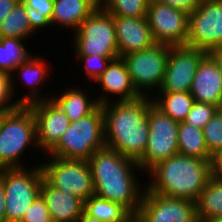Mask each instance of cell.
<instances>
[{
	"instance_id": "44",
	"label": "cell",
	"mask_w": 222,
	"mask_h": 222,
	"mask_svg": "<svg viewBox=\"0 0 222 222\" xmlns=\"http://www.w3.org/2000/svg\"><path fill=\"white\" fill-rule=\"evenodd\" d=\"M9 110L7 109H0V125H1V122L5 116V114L8 112Z\"/></svg>"
},
{
	"instance_id": "42",
	"label": "cell",
	"mask_w": 222,
	"mask_h": 222,
	"mask_svg": "<svg viewBox=\"0 0 222 222\" xmlns=\"http://www.w3.org/2000/svg\"><path fill=\"white\" fill-rule=\"evenodd\" d=\"M202 222H222V216L221 217L212 218V219H207V220H204Z\"/></svg>"
},
{
	"instance_id": "36",
	"label": "cell",
	"mask_w": 222,
	"mask_h": 222,
	"mask_svg": "<svg viewBox=\"0 0 222 222\" xmlns=\"http://www.w3.org/2000/svg\"><path fill=\"white\" fill-rule=\"evenodd\" d=\"M162 4H167L173 8H176L180 11L187 13L188 15L195 11L200 0H153Z\"/></svg>"
},
{
	"instance_id": "12",
	"label": "cell",
	"mask_w": 222,
	"mask_h": 222,
	"mask_svg": "<svg viewBox=\"0 0 222 222\" xmlns=\"http://www.w3.org/2000/svg\"><path fill=\"white\" fill-rule=\"evenodd\" d=\"M146 18L155 43L169 46L186 45L189 35L187 13L150 0Z\"/></svg>"
},
{
	"instance_id": "7",
	"label": "cell",
	"mask_w": 222,
	"mask_h": 222,
	"mask_svg": "<svg viewBox=\"0 0 222 222\" xmlns=\"http://www.w3.org/2000/svg\"><path fill=\"white\" fill-rule=\"evenodd\" d=\"M75 55L119 57L113 15L96 8L74 32Z\"/></svg>"
},
{
	"instance_id": "3",
	"label": "cell",
	"mask_w": 222,
	"mask_h": 222,
	"mask_svg": "<svg viewBox=\"0 0 222 222\" xmlns=\"http://www.w3.org/2000/svg\"><path fill=\"white\" fill-rule=\"evenodd\" d=\"M148 191L162 196L196 201L211 177V160L176 154L149 171Z\"/></svg>"
},
{
	"instance_id": "5",
	"label": "cell",
	"mask_w": 222,
	"mask_h": 222,
	"mask_svg": "<svg viewBox=\"0 0 222 222\" xmlns=\"http://www.w3.org/2000/svg\"><path fill=\"white\" fill-rule=\"evenodd\" d=\"M30 144L38 149L35 117L30 106L20 105L0 125V169L24 167L20 158Z\"/></svg>"
},
{
	"instance_id": "33",
	"label": "cell",
	"mask_w": 222,
	"mask_h": 222,
	"mask_svg": "<svg viewBox=\"0 0 222 222\" xmlns=\"http://www.w3.org/2000/svg\"><path fill=\"white\" fill-rule=\"evenodd\" d=\"M117 57H103L99 56L97 54L95 55H77L76 59H79V62L81 61L84 65V72L87 75V78L89 80H92L95 82V80L106 70L108 64L111 62V60L115 59Z\"/></svg>"
},
{
	"instance_id": "8",
	"label": "cell",
	"mask_w": 222,
	"mask_h": 222,
	"mask_svg": "<svg viewBox=\"0 0 222 222\" xmlns=\"http://www.w3.org/2000/svg\"><path fill=\"white\" fill-rule=\"evenodd\" d=\"M168 57L169 45L159 43L122 56L132 84L141 96L151 97L150 94L155 92L153 89L158 92L164 79Z\"/></svg>"
},
{
	"instance_id": "4",
	"label": "cell",
	"mask_w": 222,
	"mask_h": 222,
	"mask_svg": "<svg viewBox=\"0 0 222 222\" xmlns=\"http://www.w3.org/2000/svg\"><path fill=\"white\" fill-rule=\"evenodd\" d=\"M105 146L104 113L99 104L90 114L71 122L59 142L47 154L50 157L87 161Z\"/></svg>"
},
{
	"instance_id": "22",
	"label": "cell",
	"mask_w": 222,
	"mask_h": 222,
	"mask_svg": "<svg viewBox=\"0 0 222 222\" xmlns=\"http://www.w3.org/2000/svg\"><path fill=\"white\" fill-rule=\"evenodd\" d=\"M83 90L80 88H69L64 93L51 97L65 113L70 122L77 121L90 114L99 105L96 99L90 100L87 93Z\"/></svg>"
},
{
	"instance_id": "14",
	"label": "cell",
	"mask_w": 222,
	"mask_h": 222,
	"mask_svg": "<svg viewBox=\"0 0 222 222\" xmlns=\"http://www.w3.org/2000/svg\"><path fill=\"white\" fill-rule=\"evenodd\" d=\"M137 216L143 222H198L194 201L145 189Z\"/></svg>"
},
{
	"instance_id": "45",
	"label": "cell",
	"mask_w": 222,
	"mask_h": 222,
	"mask_svg": "<svg viewBox=\"0 0 222 222\" xmlns=\"http://www.w3.org/2000/svg\"><path fill=\"white\" fill-rule=\"evenodd\" d=\"M217 114L222 118V102L217 106Z\"/></svg>"
},
{
	"instance_id": "41",
	"label": "cell",
	"mask_w": 222,
	"mask_h": 222,
	"mask_svg": "<svg viewBox=\"0 0 222 222\" xmlns=\"http://www.w3.org/2000/svg\"><path fill=\"white\" fill-rule=\"evenodd\" d=\"M77 222H102V221L92 218L83 212Z\"/></svg>"
},
{
	"instance_id": "6",
	"label": "cell",
	"mask_w": 222,
	"mask_h": 222,
	"mask_svg": "<svg viewBox=\"0 0 222 222\" xmlns=\"http://www.w3.org/2000/svg\"><path fill=\"white\" fill-rule=\"evenodd\" d=\"M22 168L0 169L5 191L6 222H21L31 204L41 195L44 179L41 164L29 170Z\"/></svg>"
},
{
	"instance_id": "31",
	"label": "cell",
	"mask_w": 222,
	"mask_h": 222,
	"mask_svg": "<svg viewBox=\"0 0 222 222\" xmlns=\"http://www.w3.org/2000/svg\"><path fill=\"white\" fill-rule=\"evenodd\" d=\"M205 146L212 156L222 150V118L216 113L202 128Z\"/></svg>"
},
{
	"instance_id": "21",
	"label": "cell",
	"mask_w": 222,
	"mask_h": 222,
	"mask_svg": "<svg viewBox=\"0 0 222 222\" xmlns=\"http://www.w3.org/2000/svg\"><path fill=\"white\" fill-rule=\"evenodd\" d=\"M98 7L99 0H54L50 24L63 25L76 31L83 20Z\"/></svg>"
},
{
	"instance_id": "32",
	"label": "cell",
	"mask_w": 222,
	"mask_h": 222,
	"mask_svg": "<svg viewBox=\"0 0 222 222\" xmlns=\"http://www.w3.org/2000/svg\"><path fill=\"white\" fill-rule=\"evenodd\" d=\"M216 113V105L194 101L189 113L183 122L202 129Z\"/></svg>"
},
{
	"instance_id": "11",
	"label": "cell",
	"mask_w": 222,
	"mask_h": 222,
	"mask_svg": "<svg viewBox=\"0 0 222 222\" xmlns=\"http://www.w3.org/2000/svg\"><path fill=\"white\" fill-rule=\"evenodd\" d=\"M186 45L208 53L222 48V0H200L198 8L189 14Z\"/></svg>"
},
{
	"instance_id": "24",
	"label": "cell",
	"mask_w": 222,
	"mask_h": 222,
	"mask_svg": "<svg viewBox=\"0 0 222 222\" xmlns=\"http://www.w3.org/2000/svg\"><path fill=\"white\" fill-rule=\"evenodd\" d=\"M198 222L222 216V180L210 177L195 201Z\"/></svg>"
},
{
	"instance_id": "25",
	"label": "cell",
	"mask_w": 222,
	"mask_h": 222,
	"mask_svg": "<svg viewBox=\"0 0 222 222\" xmlns=\"http://www.w3.org/2000/svg\"><path fill=\"white\" fill-rule=\"evenodd\" d=\"M177 142L179 154L211 160L212 156L205 146L204 134L201 128L179 122Z\"/></svg>"
},
{
	"instance_id": "35",
	"label": "cell",
	"mask_w": 222,
	"mask_h": 222,
	"mask_svg": "<svg viewBox=\"0 0 222 222\" xmlns=\"http://www.w3.org/2000/svg\"><path fill=\"white\" fill-rule=\"evenodd\" d=\"M13 96L11 76L7 73L0 72V109L11 110L19 107L20 105L17 101H11L14 98Z\"/></svg>"
},
{
	"instance_id": "18",
	"label": "cell",
	"mask_w": 222,
	"mask_h": 222,
	"mask_svg": "<svg viewBox=\"0 0 222 222\" xmlns=\"http://www.w3.org/2000/svg\"><path fill=\"white\" fill-rule=\"evenodd\" d=\"M190 94L197 102L216 106L222 102V75L217 61L209 53L198 65Z\"/></svg>"
},
{
	"instance_id": "20",
	"label": "cell",
	"mask_w": 222,
	"mask_h": 222,
	"mask_svg": "<svg viewBox=\"0 0 222 222\" xmlns=\"http://www.w3.org/2000/svg\"><path fill=\"white\" fill-rule=\"evenodd\" d=\"M47 63L44 62L42 57L39 55L34 57V55H31L27 60L22 62L17 68L14 69L13 74L11 75V88L12 93L15 95V85H13V77L14 73L17 72L20 76L21 80H23L26 84L25 86H29L32 90L29 91L28 94H25L22 98H19L16 100L19 105H30L32 103L42 101V100H49L51 98L49 97H41L40 95V86L43 85L44 81L46 82V79L50 75L48 72L49 69L46 67ZM48 69V70H47ZM40 85V86H38ZM39 87V88H38Z\"/></svg>"
},
{
	"instance_id": "37",
	"label": "cell",
	"mask_w": 222,
	"mask_h": 222,
	"mask_svg": "<svg viewBox=\"0 0 222 222\" xmlns=\"http://www.w3.org/2000/svg\"><path fill=\"white\" fill-rule=\"evenodd\" d=\"M211 176L222 180V150L211 157Z\"/></svg>"
},
{
	"instance_id": "15",
	"label": "cell",
	"mask_w": 222,
	"mask_h": 222,
	"mask_svg": "<svg viewBox=\"0 0 222 222\" xmlns=\"http://www.w3.org/2000/svg\"><path fill=\"white\" fill-rule=\"evenodd\" d=\"M36 121L38 149L48 153L70 126V120L52 100H42L29 105Z\"/></svg>"
},
{
	"instance_id": "19",
	"label": "cell",
	"mask_w": 222,
	"mask_h": 222,
	"mask_svg": "<svg viewBox=\"0 0 222 222\" xmlns=\"http://www.w3.org/2000/svg\"><path fill=\"white\" fill-rule=\"evenodd\" d=\"M41 196L54 222H77L83 213L84 202L80 198L51 186L45 179L41 184Z\"/></svg>"
},
{
	"instance_id": "40",
	"label": "cell",
	"mask_w": 222,
	"mask_h": 222,
	"mask_svg": "<svg viewBox=\"0 0 222 222\" xmlns=\"http://www.w3.org/2000/svg\"><path fill=\"white\" fill-rule=\"evenodd\" d=\"M209 54L217 61V64L220 68V72L222 75V48H218L209 52Z\"/></svg>"
},
{
	"instance_id": "38",
	"label": "cell",
	"mask_w": 222,
	"mask_h": 222,
	"mask_svg": "<svg viewBox=\"0 0 222 222\" xmlns=\"http://www.w3.org/2000/svg\"><path fill=\"white\" fill-rule=\"evenodd\" d=\"M20 0H0V24Z\"/></svg>"
},
{
	"instance_id": "10",
	"label": "cell",
	"mask_w": 222,
	"mask_h": 222,
	"mask_svg": "<svg viewBox=\"0 0 222 222\" xmlns=\"http://www.w3.org/2000/svg\"><path fill=\"white\" fill-rule=\"evenodd\" d=\"M41 164L44 179L53 187L80 198L83 202L95 194L88 161L49 157ZM50 161V162H49Z\"/></svg>"
},
{
	"instance_id": "1",
	"label": "cell",
	"mask_w": 222,
	"mask_h": 222,
	"mask_svg": "<svg viewBox=\"0 0 222 222\" xmlns=\"http://www.w3.org/2000/svg\"><path fill=\"white\" fill-rule=\"evenodd\" d=\"M87 161L95 194L120 203L137 215L145 191L134 173L135 169L137 172L141 170L138 162L107 146L96 151Z\"/></svg>"
},
{
	"instance_id": "28",
	"label": "cell",
	"mask_w": 222,
	"mask_h": 222,
	"mask_svg": "<svg viewBox=\"0 0 222 222\" xmlns=\"http://www.w3.org/2000/svg\"><path fill=\"white\" fill-rule=\"evenodd\" d=\"M26 14V6L19 1L13 10L2 20L0 24V37L21 38L26 41L28 36L33 35Z\"/></svg>"
},
{
	"instance_id": "30",
	"label": "cell",
	"mask_w": 222,
	"mask_h": 222,
	"mask_svg": "<svg viewBox=\"0 0 222 222\" xmlns=\"http://www.w3.org/2000/svg\"><path fill=\"white\" fill-rule=\"evenodd\" d=\"M150 0H99V6L113 16L146 17Z\"/></svg>"
},
{
	"instance_id": "17",
	"label": "cell",
	"mask_w": 222,
	"mask_h": 222,
	"mask_svg": "<svg viewBox=\"0 0 222 222\" xmlns=\"http://www.w3.org/2000/svg\"><path fill=\"white\" fill-rule=\"evenodd\" d=\"M103 95L96 98L98 104L110 102L107 97L117 96V101H132L142 97L132 84L130 74L122 57H117L108 64L106 70L95 80ZM100 97V98H99Z\"/></svg>"
},
{
	"instance_id": "2",
	"label": "cell",
	"mask_w": 222,
	"mask_h": 222,
	"mask_svg": "<svg viewBox=\"0 0 222 222\" xmlns=\"http://www.w3.org/2000/svg\"><path fill=\"white\" fill-rule=\"evenodd\" d=\"M113 103L101 105L104 113L105 145L138 161L144 155L148 143V107L152 99L142 96L132 101Z\"/></svg>"
},
{
	"instance_id": "16",
	"label": "cell",
	"mask_w": 222,
	"mask_h": 222,
	"mask_svg": "<svg viewBox=\"0 0 222 222\" xmlns=\"http://www.w3.org/2000/svg\"><path fill=\"white\" fill-rule=\"evenodd\" d=\"M119 57L155 44L146 17L113 16Z\"/></svg>"
},
{
	"instance_id": "9",
	"label": "cell",
	"mask_w": 222,
	"mask_h": 222,
	"mask_svg": "<svg viewBox=\"0 0 222 222\" xmlns=\"http://www.w3.org/2000/svg\"><path fill=\"white\" fill-rule=\"evenodd\" d=\"M149 137L144 155L137 161L148 173L160 161L178 154L177 133L179 122L174 121L153 103L148 107Z\"/></svg>"
},
{
	"instance_id": "34",
	"label": "cell",
	"mask_w": 222,
	"mask_h": 222,
	"mask_svg": "<svg viewBox=\"0 0 222 222\" xmlns=\"http://www.w3.org/2000/svg\"><path fill=\"white\" fill-rule=\"evenodd\" d=\"M51 221L45 200L40 195L27 209L21 222H49Z\"/></svg>"
},
{
	"instance_id": "29",
	"label": "cell",
	"mask_w": 222,
	"mask_h": 222,
	"mask_svg": "<svg viewBox=\"0 0 222 222\" xmlns=\"http://www.w3.org/2000/svg\"><path fill=\"white\" fill-rule=\"evenodd\" d=\"M26 6V14L34 32L51 26L54 0H20Z\"/></svg>"
},
{
	"instance_id": "43",
	"label": "cell",
	"mask_w": 222,
	"mask_h": 222,
	"mask_svg": "<svg viewBox=\"0 0 222 222\" xmlns=\"http://www.w3.org/2000/svg\"><path fill=\"white\" fill-rule=\"evenodd\" d=\"M127 222H143L137 215H133Z\"/></svg>"
},
{
	"instance_id": "26",
	"label": "cell",
	"mask_w": 222,
	"mask_h": 222,
	"mask_svg": "<svg viewBox=\"0 0 222 222\" xmlns=\"http://www.w3.org/2000/svg\"><path fill=\"white\" fill-rule=\"evenodd\" d=\"M158 93L160 95L156 96V99L151 97L152 103L174 121L183 122L194 103L190 92H157L156 94Z\"/></svg>"
},
{
	"instance_id": "23",
	"label": "cell",
	"mask_w": 222,
	"mask_h": 222,
	"mask_svg": "<svg viewBox=\"0 0 222 222\" xmlns=\"http://www.w3.org/2000/svg\"><path fill=\"white\" fill-rule=\"evenodd\" d=\"M83 212L102 222H127L133 214L122 204L93 194L84 201Z\"/></svg>"
},
{
	"instance_id": "27",
	"label": "cell",
	"mask_w": 222,
	"mask_h": 222,
	"mask_svg": "<svg viewBox=\"0 0 222 222\" xmlns=\"http://www.w3.org/2000/svg\"><path fill=\"white\" fill-rule=\"evenodd\" d=\"M23 43L21 38L0 37V72L11 76L15 68L33 55Z\"/></svg>"
},
{
	"instance_id": "13",
	"label": "cell",
	"mask_w": 222,
	"mask_h": 222,
	"mask_svg": "<svg viewBox=\"0 0 222 222\" xmlns=\"http://www.w3.org/2000/svg\"><path fill=\"white\" fill-rule=\"evenodd\" d=\"M207 51L187 45L169 46V57L158 92H190L195 72Z\"/></svg>"
},
{
	"instance_id": "39",
	"label": "cell",
	"mask_w": 222,
	"mask_h": 222,
	"mask_svg": "<svg viewBox=\"0 0 222 222\" xmlns=\"http://www.w3.org/2000/svg\"><path fill=\"white\" fill-rule=\"evenodd\" d=\"M0 222H6L5 216V191L3 178L0 176Z\"/></svg>"
}]
</instances>
